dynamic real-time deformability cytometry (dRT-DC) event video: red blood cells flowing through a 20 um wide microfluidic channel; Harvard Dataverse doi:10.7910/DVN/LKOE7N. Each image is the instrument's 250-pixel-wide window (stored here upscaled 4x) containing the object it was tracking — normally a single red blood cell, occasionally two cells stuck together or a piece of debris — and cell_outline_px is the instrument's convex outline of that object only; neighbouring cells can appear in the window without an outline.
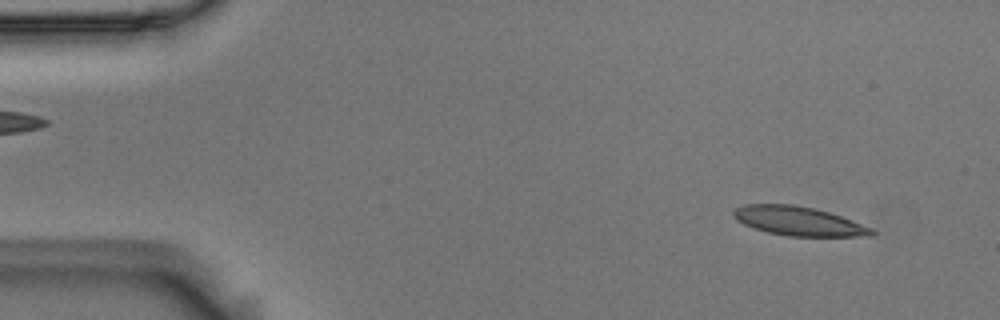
{"species": "Egyptian fruit bat (a non-hibernating species)", "species_latin": "Rousettus aegyptiacus", "temperature_condition": "room temperature", "stored_images_in_passage": 54, "camera_frame_rate_fps": 3000, "um_per_image_px": 0.085, "animal": {"sex": "male"}, "frame": {"image": 1, "passage_image": 4, "time_ms": 1.0, "image_size_px": [1000, 320], "cell_outline_px": [[876, 236], [788, 236], [768, 232], [752, 228], [736, 220], [732, 216], [732, 212], [736, 208], [744, 204], [792, 204], [812, 208], [828, 212], [840, 216], [872, 228], [876, 232]], "centroid_in_image_um": [67.85, 18.8], "position_along_channel_um": 17.2, "area_um2": 23.35}}
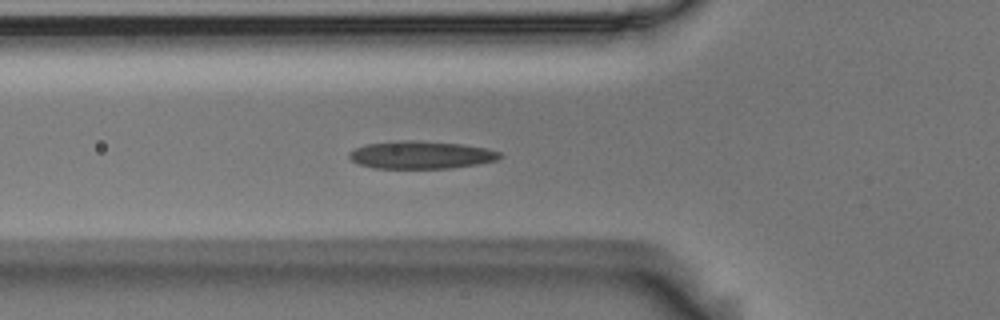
{"frame": {"image": 2, "passage_image": 18, "time_ms": 5.667, "image_size_px": [1000, 320], "cell_outline_px": [[504, 156], [496, 160], [476, 164], [448, 168], [372, 168], [360, 164], [352, 160], [348, 156], [348, 152], [356, 148], [368, 144], [400, 140], [416, 140], [460, 144], [484, 148], [500, 152]], "centroid_in_image_um": [35.77, 13.16], "position_along_channel_um": 90.0, "area_um2": 24.1}}
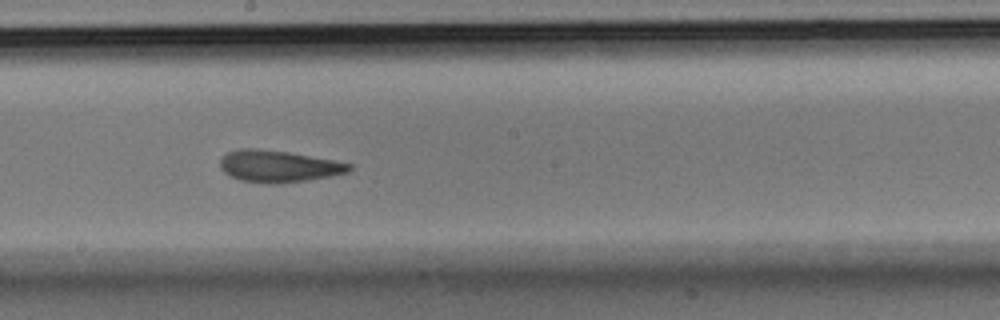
{"frame": {"image": 3, "passage_image": 29, "time_ms": 9.333, "image_size_px": [1000, 320], "cell_outline_px": [[352, 168], [348, 172], [332, 176], [308, 180], [280, 184], [268, 184], [240, 180], [224, 172], [220, 168], [220, 160], [228, 152], [240, 148], [256, 148], [288, 152], [332, 160], [352, 164]], "centroid_in_image_um": [23.67, 14.14], "position_along_channel_um": 224.5, "area_um2": 23.93}, "authors_computed_cell_mechanics": {"area_um2": 24.0737, "velocity_mm_per_s": 3.6734, "shape_relaxation_time_tau1_ms": 9.861, "shape_relaxation_time_tau2_ms": 2.4558, "deformation_change_tau1": 0.2886, "deformation_change_tau2": 0.0846}}